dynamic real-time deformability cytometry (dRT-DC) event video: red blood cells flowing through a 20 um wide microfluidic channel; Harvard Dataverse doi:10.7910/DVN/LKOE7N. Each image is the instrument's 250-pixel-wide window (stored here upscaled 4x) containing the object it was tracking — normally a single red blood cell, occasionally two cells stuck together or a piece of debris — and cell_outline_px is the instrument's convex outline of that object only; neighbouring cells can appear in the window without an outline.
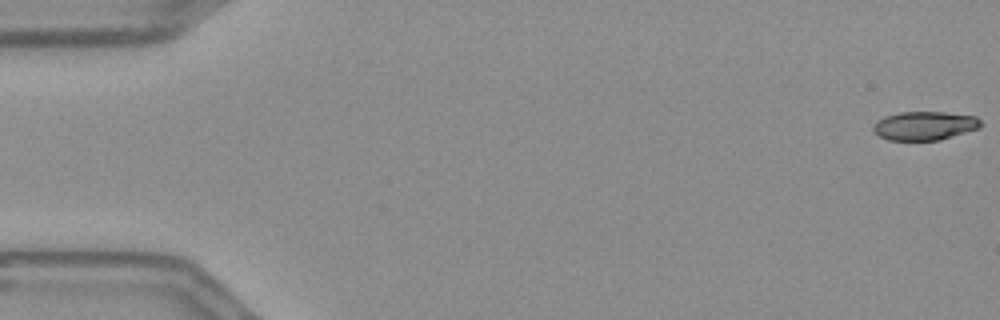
{"species": "Egyptian fruit bat (a non-hibernating species)", "species_latin": "Rousettus aegyptiacus", "temperature_condition": "warm", "stored_images_in_passage": 56, "camera_frame_rate_fps": 3000, "um_per_image_px": 0.085, "frame": {"image": 1, "passage_image": 1, "time_ms": 0.0, "image_size_px": [1000, 320], "cell_outline_px": [[984, 124], [980, 128], [940, 140], [888, 140], [880, 136], [872, 128], [876, 120], [884, 116], [900, 112], [944, 112], [976, 116]], "centroid_in_image_um": [78.61, 10.68], "position_along_channel_um": 6.4, "area_um2": 18.09}}
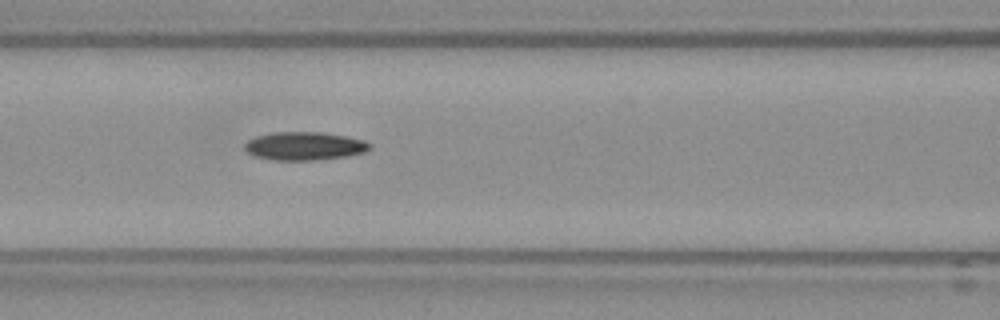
{"frame": {"image": 2, "passage_image": 24, "time_ms": 7.667, "image_size_px": [1000, 320], "cell_outline_px": [[372, 148], [364, 152], [348, 156], [320, 160], [276, 160], [252, 156], [244, 148], [244, 144], [248, 140], [256, 136], [272, 132], [324, 132], [348, 136], [364, 140], [372, 144]], "centroid_in_image_um": [25.9, 12.41], "position_along_channel_um": 140.7, "area_um2": 20.92}}
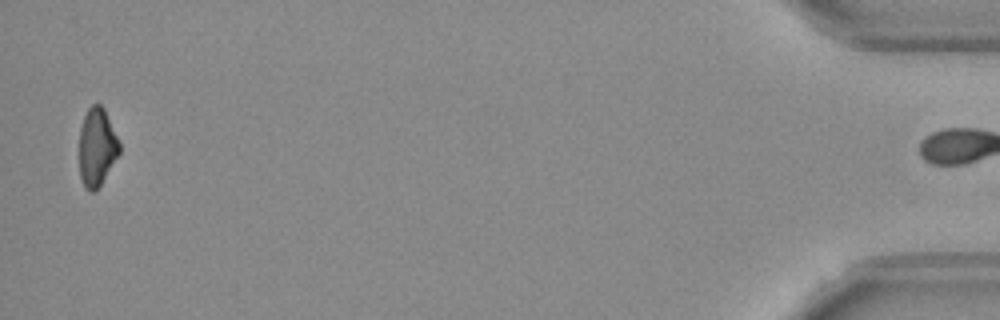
{"frame": {"image": 3, "passage_image": 55, "time_ms": 18.0, "image_size_px": [1000, 320], "cell_outline_px": [[120, 152], [100, 184], [92, 192], [88, 192], [84, 188], [80, 176], [80, 128], [84, 116], [88, 108], [92, 104], [100, 104], [104, 108], [120, 144]], "centroid_in_image_um": [8.22, 12.49], "position_along_channel_um": 427.0, "area_um2": 17.98}}